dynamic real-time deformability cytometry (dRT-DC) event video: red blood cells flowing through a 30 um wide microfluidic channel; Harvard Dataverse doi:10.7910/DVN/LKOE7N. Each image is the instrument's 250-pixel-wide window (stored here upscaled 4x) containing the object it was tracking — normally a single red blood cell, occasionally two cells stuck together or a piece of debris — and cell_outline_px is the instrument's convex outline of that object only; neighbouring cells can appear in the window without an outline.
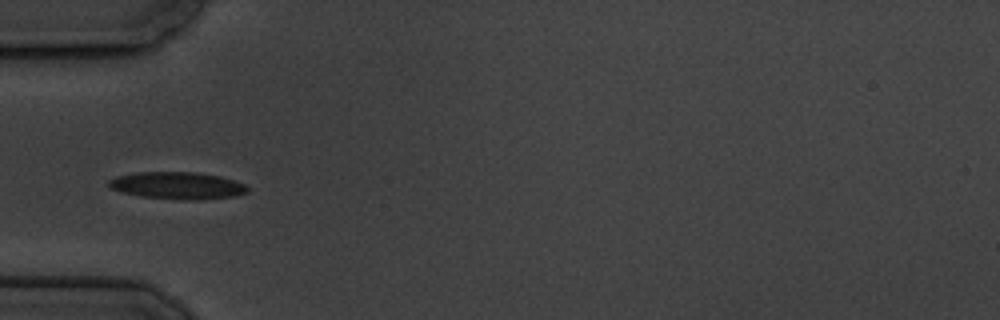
{"species": "common noctule bat (a hibernating species)", "species_latin": "Nyctalus noctula", "temperature_condition": "cold", "stored_images_in_passage": 8, "camera_frame_rate_fps": 3000, "um_per_image_px": 0.085, "animal": {"sex": "male", "body_mass_g": 19.5, "forearm_length_mm": 54.6}, "frame": {"image": 1, "passage_image": 6, "time_ms": 6.0, "image_size_px": [1000, 320], "cell_outline_px": [[248, 192], [236, 196], [200, 200], [184, 200], [140, 196], [120, 192], [112, 188], [108, 184], [108, 180], [116, 176], [136, 172], [196, 172], [220, 176], [244, 184], [248, 188]], "centroid_in_image_um": [15.07, 15.77], "position_along_channel_um": 69.9, "area_um2": 22.02}}
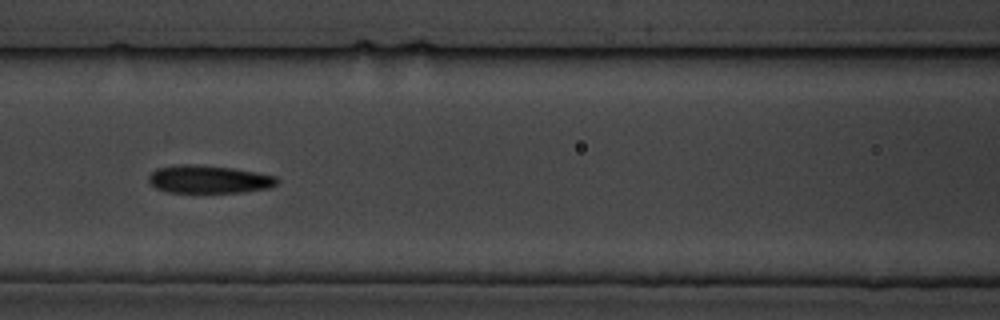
{"frame": {"image": 2, "passage_image": 8, "time_ms": 8.333, "image_size_px": [1000, 320], "cell_outline_px": [[280, 180], [276, 184], [268, 188], [244, 192], [168, 192], [156, 188], [148, 180], [148, 176], [156, 168], [176, 164], [188, 164], [232, 168], [256, 172], [276, 176]], "centroid_in_image_um": [17.74, 15.24], "position_along_channel_um": 148.9, "area_um2": 20.81}}